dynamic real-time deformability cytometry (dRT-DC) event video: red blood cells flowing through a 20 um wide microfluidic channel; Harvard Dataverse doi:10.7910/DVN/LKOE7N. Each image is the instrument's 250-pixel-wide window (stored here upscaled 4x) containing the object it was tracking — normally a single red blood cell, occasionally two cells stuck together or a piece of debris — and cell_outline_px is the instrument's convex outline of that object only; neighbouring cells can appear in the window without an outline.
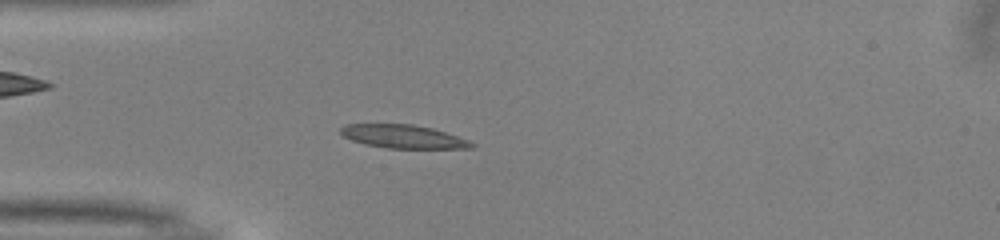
{"species": "common noctule bat (a hibernating species)", "species_latin": "Nyctalus noctula", "temperature_condition": "warm", "stored_images_in_passage": 51, "camera_frame_rate_fps": 3000, "um_per_image_px": 0.085, "animal": {"sex": "male", "body_mass_g": 13.0, "forearm_length_mm": 53.1}, "frame": {"image": 1, "passage_image": 14, "time_ms": 4.333, "image_size_px": [1000, 240], "cell_outline_px": [[476, 144], [472, 148], [388, 148], [364, 144], [352, 140], [344, 136], [340, 132], [340, 128], [344, 124], [412, 124], [432, 128], [468, 140]], "centroid_in_image_um": [34.25, 11.6], "position_along_channel_um": 50.8, "area_um2": 17.69}}
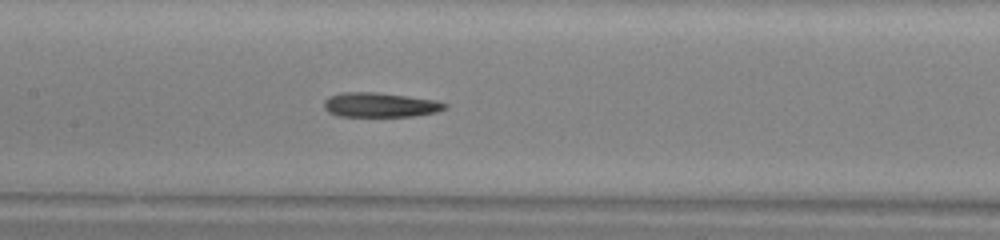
{"frame": {"image": 2, "passage_image": 24, "time_ms": 7.667, "image_size_px": [1000, 240], "cell_outline_px": [[448, 108], [436, 112], [412, 116], [340, 116], [328, 112], [324, 108], [324, 100], [328, 96], [340, 92], [376, 92], [408, 96], [436, 100], [448, 104]], "centroid_in_image_um": [32.3, 8.91], "position_along_channel_um": 175.1, "area_um2": 17.4}}
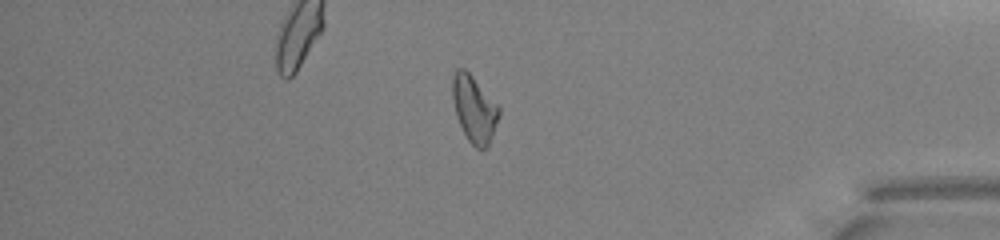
{"frame": {"image": 3, "passage_image": 43, "time_ms": 14.0, "image_size_px": [1000, 240], "cell_outline_px": [[500, 116], [488, 148], [476, 148], [468, 140], [456, 116], [452, 100], [452, 76], [456, 68], [464, 68], [472, 76], [500, 108]], "centroid_in_image_um": [40.3, 9.27], "position_along_channel_um": 394.9, "area_um2": 18.03}}